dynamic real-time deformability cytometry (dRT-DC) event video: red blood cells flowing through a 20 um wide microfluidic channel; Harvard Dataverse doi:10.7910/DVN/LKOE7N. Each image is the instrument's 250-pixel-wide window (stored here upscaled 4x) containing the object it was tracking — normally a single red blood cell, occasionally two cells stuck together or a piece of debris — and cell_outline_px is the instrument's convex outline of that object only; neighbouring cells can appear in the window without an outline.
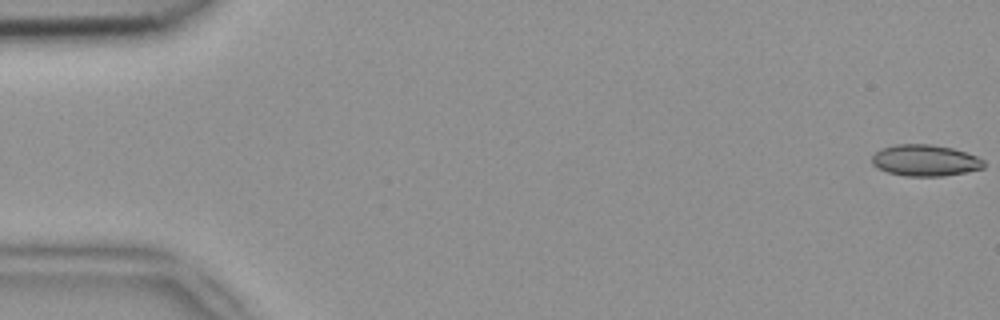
{"species": "common noctule bat (a hibernating species)", "species_latin": "Nyctalus noctula", "temperature_condition": "room temperature", "stored_images_in_passage": 52, "camera_frame_rate_fps": 3000, "um_per_image_px": 0.085, "animal": {"sex": "female", "body_mass_g": 18.4}, "frame": {"image": 1, "passage_image": 1, "time_ms": 0.0, "image_size_px": [1000, 320], "cell_outline_px": [[984, 168], [944, 176], [904, 176], [888, 172], [876, 168], [872, 164], [872, 156], [880, 148], [896, 144], [932, 144], [952, 148], [976, 156], [984, 160]], "centroid_in_image_um": [78.6, 13.63], "position_along_channel_um": 6.4, "area_um2": 20.52}}
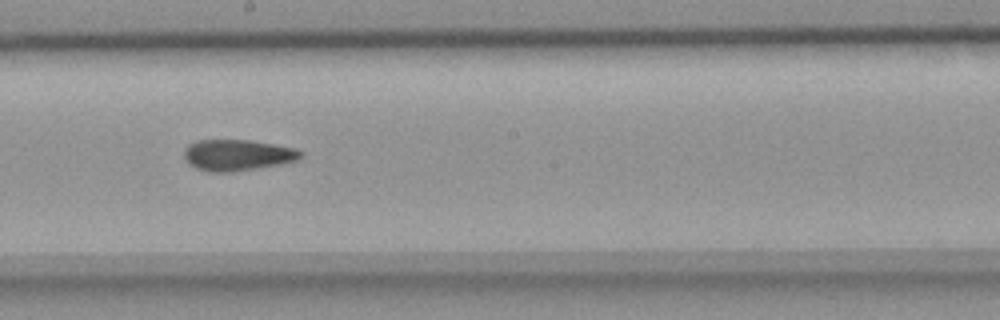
{"frame": {"image": 2, "passage_image": 29, "time_ms": 9.333, "image_size_px": [1000, 320], "cell_outline_px": [[304, 156], [296, 160], [284, 164], [232, 172], [208, 172], [196, 168], [188, 164], [184, 160], [184, 148], [188, 144], [196, 140], [252, 140], [276, 144], [296, 148], [304, 152]], "centroid_in_image_um": [20.19, 13.18], "position_along_channel_um": 228.0, "area_um2": 21.68}}
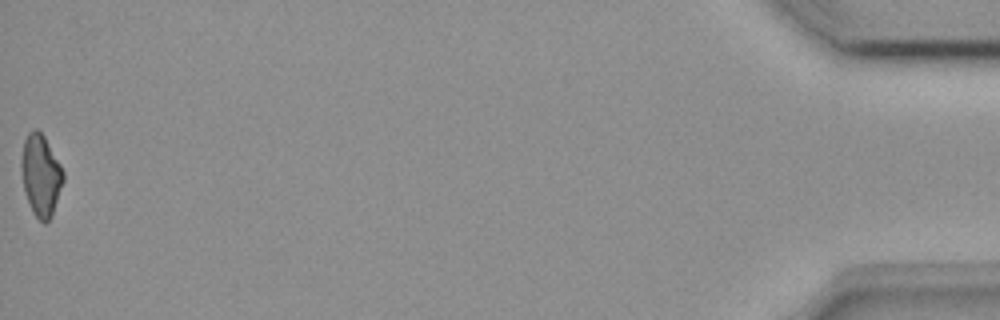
{"frame": {"image": 3, "passage_image": 52, "time_ms": 17.0, "image_size_px": [1000, 320], "cell_outline_px": [[64, 180], [52, 216], [44, 224], [32, 212], [24, 192], [20, 168], [20, 160], [24, 140], [28, 132], [32, 128], [36, 128], [44, 136], [60, 164], [64, 172]], "centroid_in_image_um": [3.45, 14.89], "position_along_channel_um": 431.8, "area_um2": 20.11}, "authors_computed_cell_mechanics": {"area_um2": 20.9236, "velocity_mm_per_s": 3.9589, "shape_relaxation_time_tau1_ms": null, "shape_relaxation_time_tau2_ms": 4.2787, "deformation_change_tau1": null, "deformation_change_tau2": 0.1145}}